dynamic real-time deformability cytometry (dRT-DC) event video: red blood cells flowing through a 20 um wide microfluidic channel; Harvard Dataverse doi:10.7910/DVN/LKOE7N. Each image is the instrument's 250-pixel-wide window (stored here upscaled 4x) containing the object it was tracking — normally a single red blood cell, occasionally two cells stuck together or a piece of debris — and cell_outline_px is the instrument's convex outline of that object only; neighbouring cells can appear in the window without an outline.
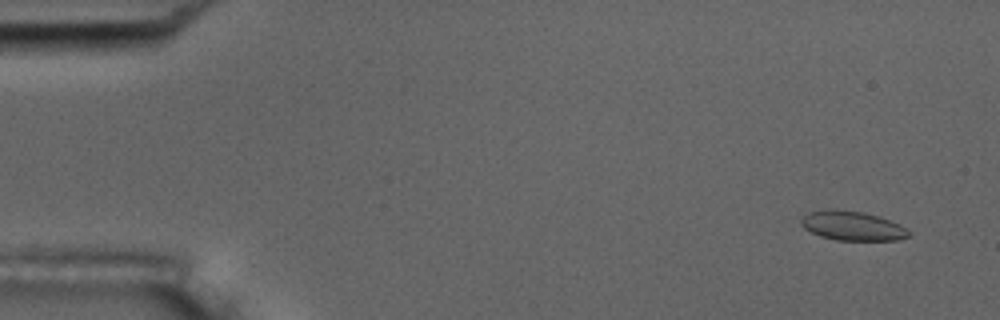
{"species": "common noctule bat (a hibernating species)", "species_latin": "Nyctalus noctula", "temperature_condition": "room temperature", "stored_images_in_passage": 55, "camera_frame_rate_fps": 3000, "um_per_image_px": 0.085, "animal": {"sex": "male", "body_mass_g": 17.5, "forearm_length_mm": 52.3}, "frame": {"image": 1, "passage_image": 4, "time_ms": 1.0, "image_size_px": [1000, 320], "cell_outline_px": [[912, 232], [908, 236], [896, 240], [836, 240], [820, 236], [804, 228], [800, 224], [800, 220], [808, 212], [828, 208], [832, 208], [864, 212], [880, 216], [900, 224]], "centroid_in_image_um": [72.44, 19.18], "position_along_channel_um": 12.6, "area_um2": 18.61}}
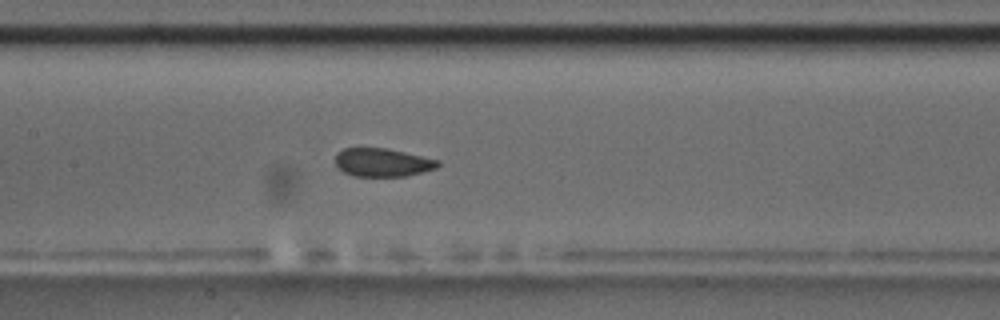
{"frame": {"image": 2, "passage_image": 27, "time_ms": 8.667, "image_size_px": [1000, 320], "cell_outline_px": [[440, 164], [436, 168], [404, 176], [356, 176], [344, 172], [336, 164], [336, 152], [344, 148], [388, 148], [440, 160]], "centroid_in_image_um": [32.51, 13.79], "position_along_channel_um": 174.9, "area_um2": 16.82}}
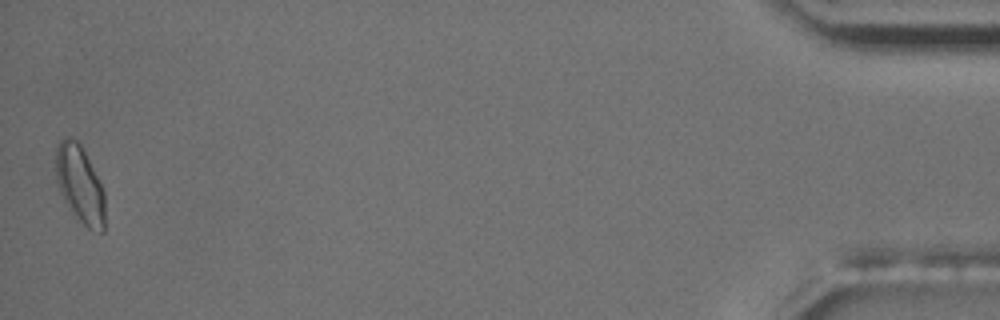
{"frame": {"image": 3, "passage_image": 55, "time_ms": 18.0, "image_size_px": [1000, 320], "cell_outline_px": [[104, 232], [100, 232], [88, 228], [68, 208], [60, 192], [56, 180], [56, 148], [60, 140], [64, 136], [72, 136], [80, 144], [104, 192]], "centroid_in_image_um": [6.76, 15.66], "position_along_channel_um": 428.4, "area_um2": 21.85}, "authors_computed_cell_mechanics": {"area_um2": 18.1492, "velocity_mm_per_s": 3.6896, "shape_relaxation_time_tau1_ms": null, "shape_relaxation_time_tau2_ms": 1.4572, "deformation_change_tau1": null, "deformation_change_tau2": 0.0531}}